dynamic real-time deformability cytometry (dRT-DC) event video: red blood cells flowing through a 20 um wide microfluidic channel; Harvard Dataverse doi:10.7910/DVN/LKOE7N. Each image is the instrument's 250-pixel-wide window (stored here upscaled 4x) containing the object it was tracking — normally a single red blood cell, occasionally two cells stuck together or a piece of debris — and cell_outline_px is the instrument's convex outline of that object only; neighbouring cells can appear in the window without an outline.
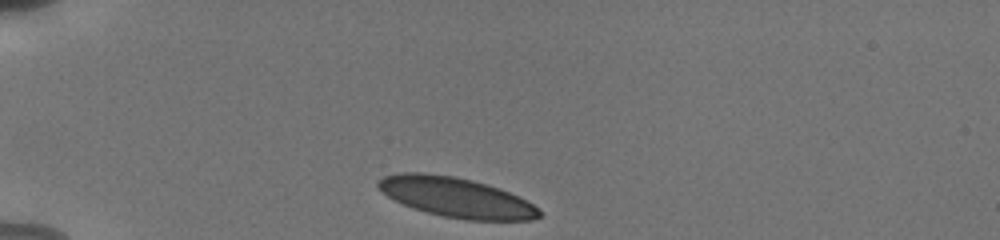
{"species": "human", "species_latin": "Homo sapiens", "temperature_condition": "cold", "stored_images_in_passage": 34, "camera_frame_rate_fps": 3000, "um_per_image_px": 0.085, "donor": {"sex": "male"}, "frame": {"image": 1, "passage_image": 1, "time_ms": 0.0, "image_size_px": [1000, 240], "cell_outline_px": [[540, 216], [532, 220], [464, 220], [444, 216], [428, 212], [404, 204], [388, 196], [376, 184], [376, 180], [384, 176], [400, 172], [424, 172], [452, 176], [472, 180], [488, 184], [500, 188], [532, 204], [540, 212]], "centroid_in_image_um": [38.75, 16.76], "position_along_channel_um": 46.2, "area_um2": 36.93}}
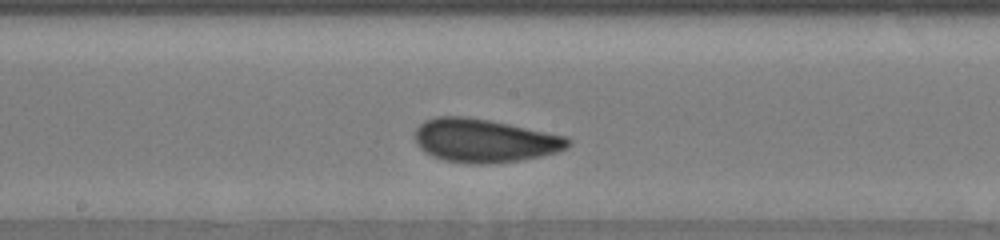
{"frame": {"image": 2, "passage_image": 17, "time_ms": 5.333, "image_size_px": [1000, 240], "cell_outline_px": [[572, 144], [568, 148], [556, 152], [540, 156], [516, 160], [488, 164], [472, 164], [444, 160], [432, 156], [424, 152], [416, 144], [416, 128], [424, 120], [436, 116], [468, 116], [568, 136], [572, 140]], "centroid_in_image_um": [41.18, 11.94], "position_along_channel_um": 207.0, "area_um2": 38.84}}
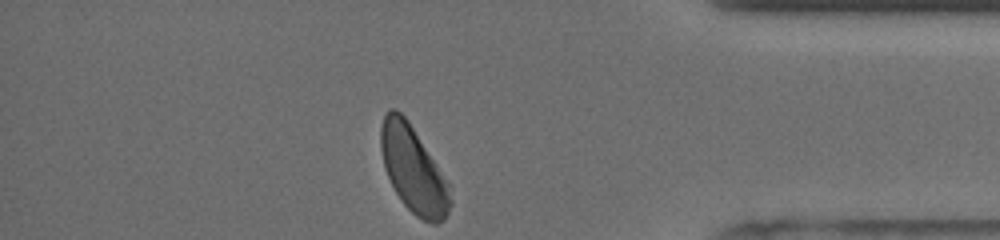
{"frame": {"image": 3, "passage_image": 34, "time_ms": 11.0, "image_size_px": [1000, 240], "cell_outline_px": [[452, 204], [444, 220], [436, 224], [432, 224], [416, 216], [404, 204], [396, 192], [388, 176], [384, 164], [380, 148], [380, 128], [384, 116], [388, 108], [396, 108], [408, 120], [452, 184]], "centroid_in_image_um": [35.19, 14.41], "position_along_channel_um": 400.0, "area_um2": 35.49}, "authors_computed_cell_mechanics": {"area_um2": 37.859, "velocity_mm_per_s": 3.7756, "shape_relaxation_time_tau1_ms": 3.2264, "shape_relaxation_time_tau2_ms": 1.0161, "deformation_change_tau1": 0.0916, "deformation_change_tau2": 0.0525}}